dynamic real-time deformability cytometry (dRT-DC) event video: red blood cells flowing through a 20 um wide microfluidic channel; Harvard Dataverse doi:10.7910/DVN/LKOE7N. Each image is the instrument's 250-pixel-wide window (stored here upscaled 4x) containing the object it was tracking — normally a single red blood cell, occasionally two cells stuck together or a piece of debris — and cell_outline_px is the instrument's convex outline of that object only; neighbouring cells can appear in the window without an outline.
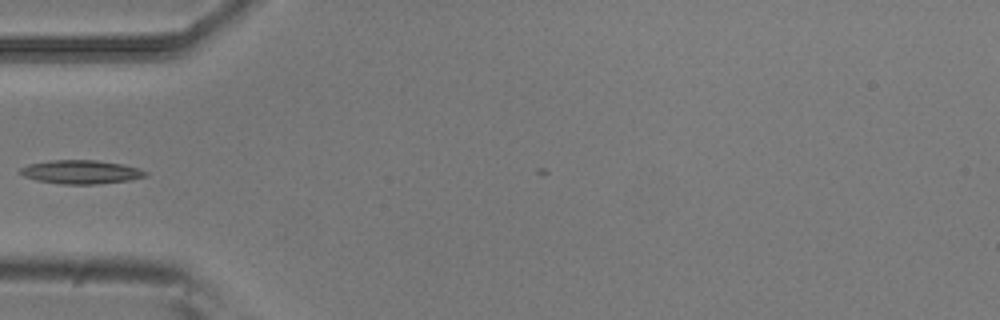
{"species": "common noctule bat (a hibernating species)", "species_latin": "Nyctalus noctula", "temperature_condition": "room temperature", "stored_images_in_passage": 5, "camera_frame_rate_fps": 3000, "um_per_image_px": 0.085, "animal": {"sex": "male", "body_mass_g": 20.5, "forearm_length_mm": 52.5}, "frame": {"image": 1, "passage_image": 5, "time_ms": 1.333, "image_size_px": [1000, 320], "cell_outline_px": [[148, 176], [128, 180], [96, 184], [60, 184], [36, 180], [24, 176], [16, 172], [20, 168], [28, 164], [52, 160], [96, 160], [124, 164], [140, 168], [148, 172]], "centroid_in_image_um": [6.88, 14.61], "position_along_channel_um": 78.1, "area_um2": 17.46}}